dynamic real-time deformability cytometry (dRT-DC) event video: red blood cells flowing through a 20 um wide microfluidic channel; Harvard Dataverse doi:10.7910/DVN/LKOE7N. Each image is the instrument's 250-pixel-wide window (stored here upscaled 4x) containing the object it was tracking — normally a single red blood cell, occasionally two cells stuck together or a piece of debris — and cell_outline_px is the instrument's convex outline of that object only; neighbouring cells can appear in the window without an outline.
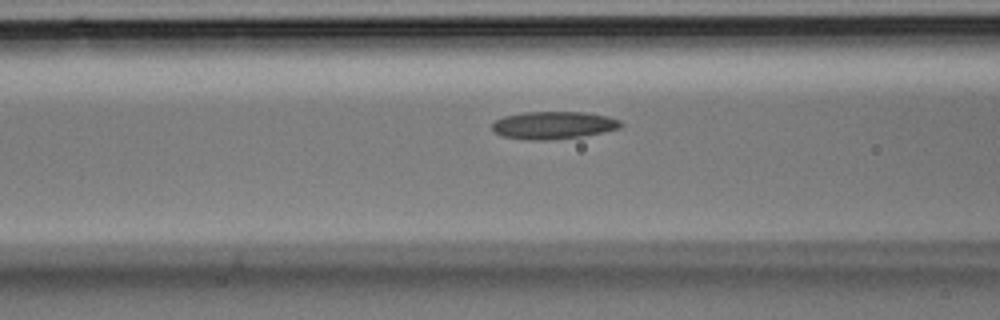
{"species": "Egyptian fruit bat (a non-hibernating species)", "species_latin": "Rousettus aegyptiacus", "temperature_condition": "room temperature", "stored_images_in_passage": 20, "camera_frame_rate_fps": 3000, "um_per_image_px": 0.085, "animal": {"sex": "male"}, "frame": {"image": 1, "passage_image": 4, "time_ms": 1.0, "image_size_px": [1000, 320], "cell_outline_px": [[624, 124], [620, 128], [580, 136], [552, 140], [528, 140], [500, 136], [492, 128], [492, 124], [496, 120], [504, 116], [524, 112], [584, 112], [608, 116], [620, 120]], "centroid_in_image_um": [47.03, 10.64], "position_along_channel_um": 119.6, "area_um2": 20.63}}
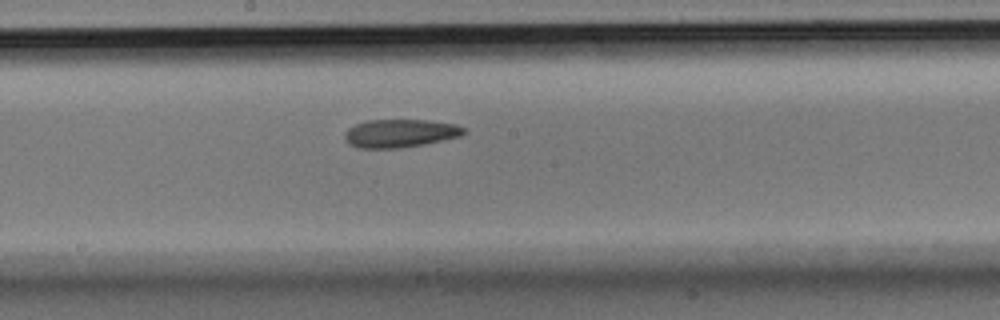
{"frame": {"image": 2, "passage_image": 9, "time_ms": 2.667, "image_size_px": [1000, 320], "cell_outline_px": [[468, 132], [460, 136], [424, 144], [400, 148], [356, 148], [348, 144], [344, 140], [344, 132], [348, 128], [356, 124], [368, 120], [424, 120], [456, 124], [464, 128]], "centroid_in_image_um": [33.97, 11.34], "position_along_channel_um": 214.2, "area_um2": 19.65}}
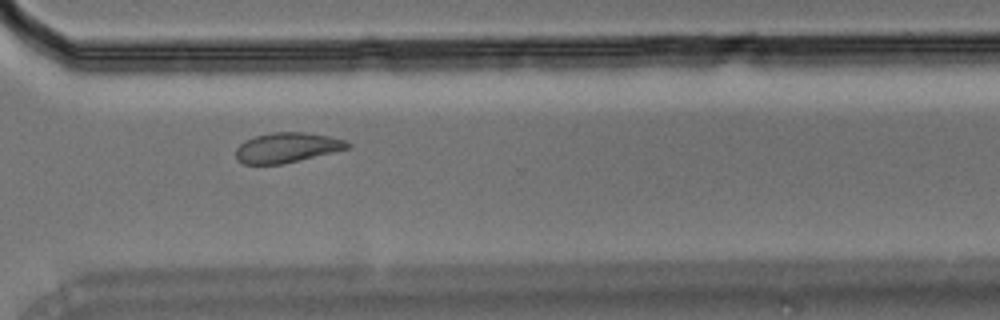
{"frame": {"image": 3, "passage_image": 16, "time_ms": 5.0, "image_size_px": [1000, 320], "cell_outline_px": [[352, 144], [348, 148], [332, 152], [280, 164], [244, 164], [236, 160], [236, 148], [244, 140], [256, 136], [272, 132], [304, 132], [328, 136], [344, 140]], "centroid_in_image_um": [24.35, 12.54], "position_along_channel_um": 346.3, "area_um2": 19.25}}